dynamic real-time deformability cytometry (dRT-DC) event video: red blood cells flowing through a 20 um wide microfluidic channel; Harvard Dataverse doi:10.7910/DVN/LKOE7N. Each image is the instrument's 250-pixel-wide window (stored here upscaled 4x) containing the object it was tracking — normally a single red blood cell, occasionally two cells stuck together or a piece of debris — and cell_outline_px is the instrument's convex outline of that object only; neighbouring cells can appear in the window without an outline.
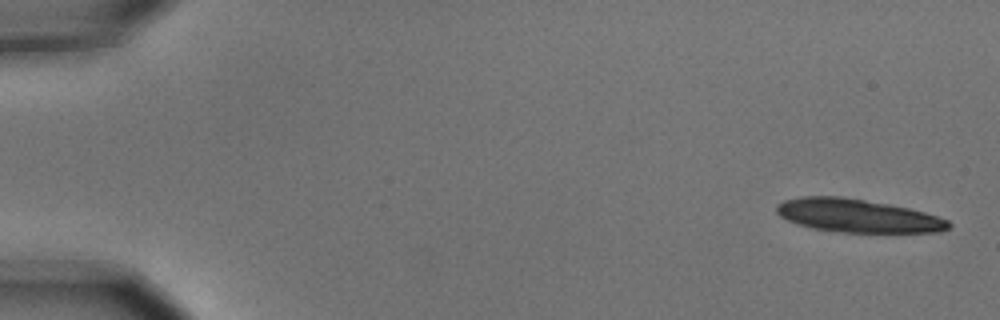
{"species": "common noctule bat (a hibernating species)", "species_latin": "Nyctalus noctula", "temperature_condition": "cold", "stored_images_in_passage": 11, "camera_frame_rate_fps": 3000, "um_per_image_px": 0.085, "animal": {"sex": "male", "body_mass_g": 15.6}, "frame": {"image": 1, "passage_image": 1, "time_ms": 0.0, "image_size_px": [1000, 320], "cell_outline_px": [[952, 224], [948, 228], [940, 232], [840, 232], [812, 228], [796, 224], [780, 216], [776, 212], [776, 204], [784, 200], [800, 196], [840, 196], [888, 204], [908, 208], [924, 212], [948, 220]], "centroid_in_image_um": [72.85, 18.33], "position_along_channel_um": 12.1, "area_um2": 33.23}}
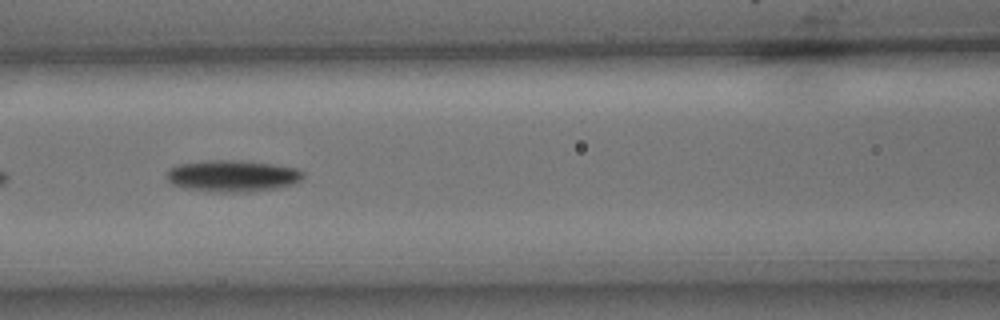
{"frame": {"image": 2, "passage_image": 7, "time_ms": 2.0, "image_size_px": [1000, 320], "cell_outline_px": [[304, 176], [300, 180], [292, 184], [280, 188], [248, 192], [212, 192], [184, 188], [172, 184], [168, 180], [168, 168], [176, 164], [208, 160], [232, 160], [276, 164], [296, 168], [304, 172]], "centroid_in_image_um": [19.76, 14.96], "position_along_channel_um": 146.8, "area_um2": 25.37}}
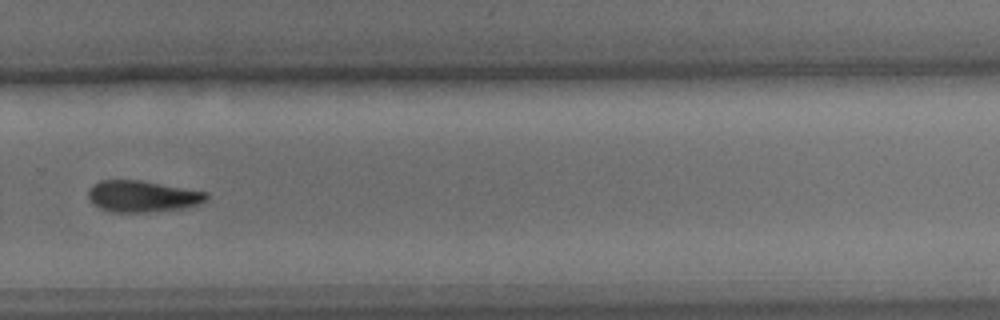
{"frame": {"image": 3, "passage_image": 11, "time_ms": 3.333, "image_size_px": [1000, 320], "cell_outline_px": [[208, 196], [204, 200], [196, 204], [184, 208], [148, 212], [112, 212], [100, 208], [92, 204], [88, 196], [88, 192], [92, 184], [100, 180], [140, 180], [208, 192]], "centroid_in_image_um": [12.06, 16.68], "position_along_channel_um": 317.7, "area_um2": 21.56}}